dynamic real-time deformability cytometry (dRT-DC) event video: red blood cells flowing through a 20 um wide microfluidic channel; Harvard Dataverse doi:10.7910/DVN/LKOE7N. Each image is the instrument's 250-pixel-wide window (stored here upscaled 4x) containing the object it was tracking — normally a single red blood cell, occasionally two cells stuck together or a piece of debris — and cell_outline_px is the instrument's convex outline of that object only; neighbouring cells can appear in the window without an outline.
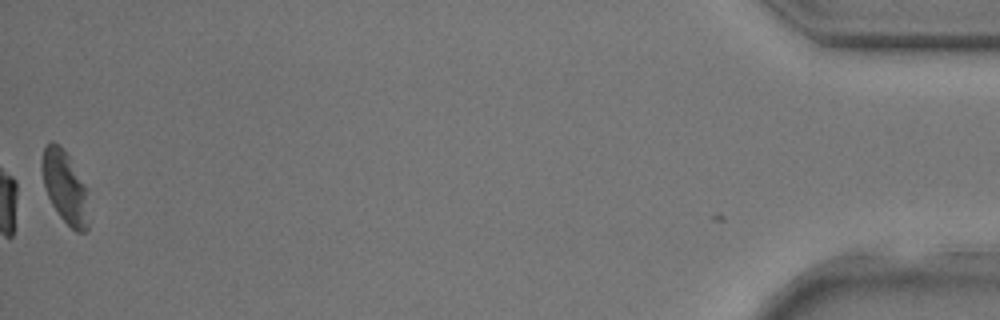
{"species": "common noctule bat (a hibernating species)", "species_latin": "Nyctalus noctula", "temperature_condition": "room temperature", "stored_images_in_passage": 32, "camera_frame_rate_fps": 3000, "um_per_image_px": 0.085, "animal": {"sex": "male", "body_mass_g": 17.9, "forearm_length_mm": 54.2}, "frame": {"image": 1, "passage_image": 31, "time_ms": 10.0, "image_size_px": [1000, 320], "cell_outline_px": [[88, 228], [84, 232], [76, 232], [60, 216], [52, 204], [48, 196], [44, 184], [40, 168], [40, 160], [44, 148], [52, 140], [68, 156], [88, 188]], "centroid_in_image_um": [5.53, 15.92], "position_along_channel_um": 429.7, "area_um2": 19.71}}